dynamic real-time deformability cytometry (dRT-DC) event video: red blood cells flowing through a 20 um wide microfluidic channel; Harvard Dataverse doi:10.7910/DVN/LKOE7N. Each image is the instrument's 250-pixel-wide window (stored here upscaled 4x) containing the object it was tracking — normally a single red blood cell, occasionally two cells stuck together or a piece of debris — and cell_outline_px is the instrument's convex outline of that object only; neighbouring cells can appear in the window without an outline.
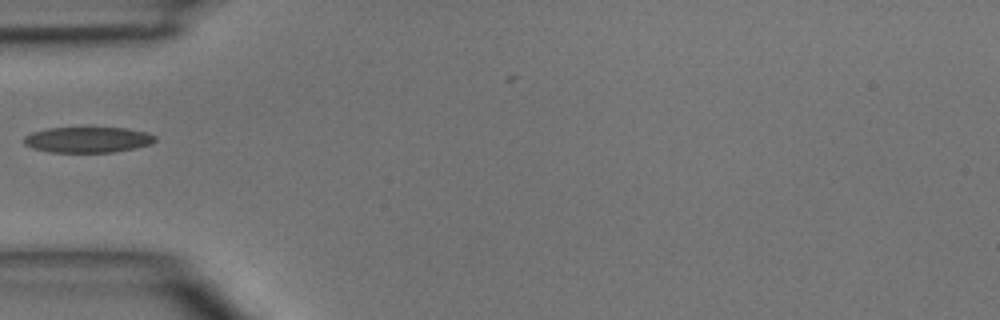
{"species": "common noctule bat (a hibernating species)", "species_latin": "Nyctalus noctula", "temperature_condition": "room temperature", "stored_images_in_passage": 2, "camera_frame_rate_fps": 3000, "um_per_image_px": 0.085, "animal": {"sex": "male", "body_mass_g": 15.6}, "frame": {"image": 1, "passage_image": 1, "time_ms": 0.0, "image_size_px": [1000, 320], "cell_outline_px": [[156, 140], [152, 144], [112, 152], [52, 152], [32, 148], [24, 144], [24, 136], [32, 132], [48, 128], [128, 128], [148, 132], [156, 136]], "centroid_in_image_um": [7.47, 11.87], "position_along_channel_um": 77.5, "area_um2": 19.59}}